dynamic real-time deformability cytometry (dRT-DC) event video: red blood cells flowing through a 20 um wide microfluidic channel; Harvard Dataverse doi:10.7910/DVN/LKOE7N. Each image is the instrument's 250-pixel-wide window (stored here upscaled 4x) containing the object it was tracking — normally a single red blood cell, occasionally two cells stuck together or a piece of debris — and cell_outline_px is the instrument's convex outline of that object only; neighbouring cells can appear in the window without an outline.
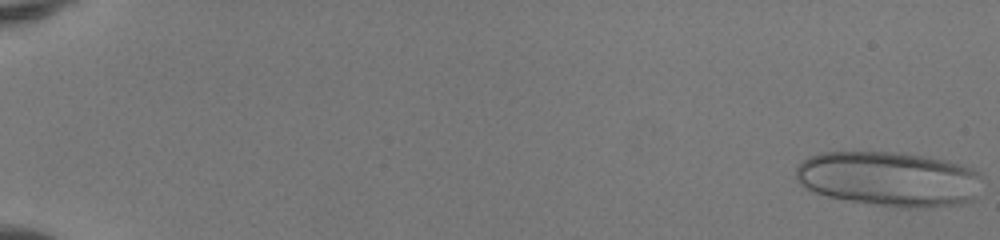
{"species": "human", "species_latin": "Homo sapiens", "temperature_condition": "room temperature", "stored_images_in_passage": 51, "camera_frame_rate_fps": 3000, "um_per_image_px": 0.085, "donor": {"sex": "female"}, "frame": {"image": 1, "passage_image": 1, "time_ms": 0.0, "image_size_px": [1000, 240], "cell_outline_px": [[980, 176], [976, 200], [960, 204], [924, 208], [900, 208], [872, 204], [828, 196], [812, 192], [800, 184], [796, 180], [796, 168], [808, 156], [824, 152], [900, 152], [948, 160], [972, 168], [980, 172]], "centroid_in_image_um": [75.59, 15.21], "position_along_channel_um": 9.4, "area_um2": 60.0}}
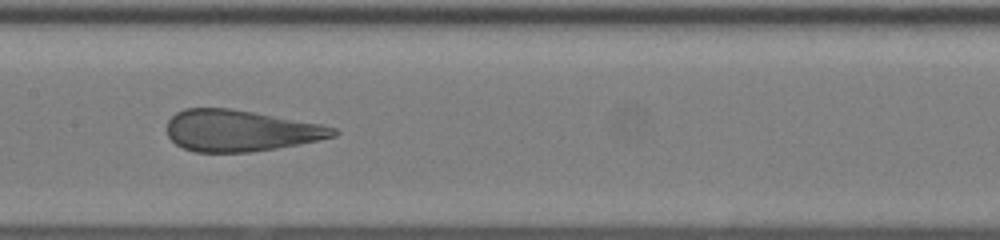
{"frame": {"image": 2, "passage_image": 28, "time_ms": 9.0, "image_size_px": [1000, 240], "cell_outline_px": [[340, 132], [336, 136], [276, 148], [248, 152], [196, 152], [184, 148], [176, 144], [168, 136], [168, 120], [176, 112], [184, 108], [232, 108], [320, 124], [336, 128]], "centroid_in_image_um": [20.41, 11.1], "position_along_channel_um": 187.0, "area_um2": 39.82}}
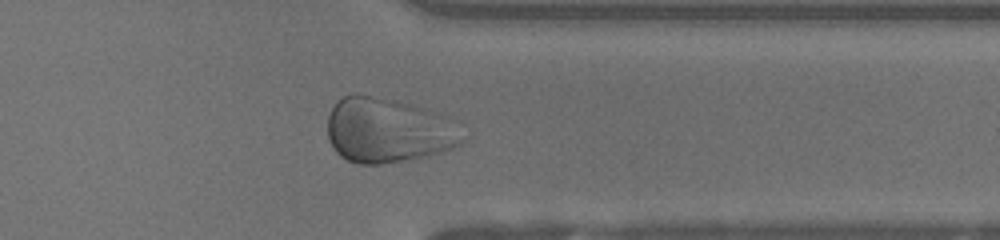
{"frame": {"image": 3, "passage_image": 42, "time_ms": 13.667, "image_size_px": [1000, 240], "cell_outline_px": [[464, 140], [460, 144], [452, 148], [428, 156], [408, 160], [380, 164], [356, 164], [340, 156], [336, 152], [328, 136], [328, 116], [332, 108], [344, 96], [352, 92], [356, 92], [380, 100]], "centroid_in_image_um": [32.51, 11.26], "position_along_channel_um": 378.9, "area_um2": 44.56}}